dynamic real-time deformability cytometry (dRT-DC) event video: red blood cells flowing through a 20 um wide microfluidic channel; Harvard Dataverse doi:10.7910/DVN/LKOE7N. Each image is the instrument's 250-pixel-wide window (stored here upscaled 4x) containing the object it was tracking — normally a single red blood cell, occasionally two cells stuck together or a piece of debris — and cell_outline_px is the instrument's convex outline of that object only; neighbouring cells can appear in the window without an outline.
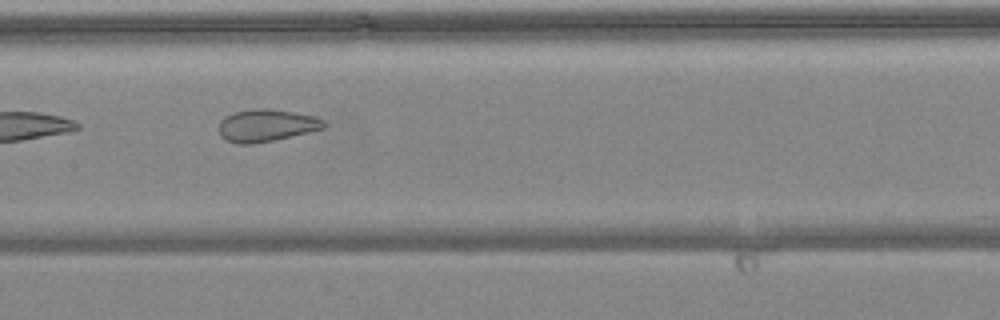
{"species": "common noctule bat (a hibernating species)", "species_latin": "Nyctalus noctula", "temperature_condition": "warm", "stored_images_in_passage": 8, "camera_frame_rate_fps": 3000, "um_per_image_px": 0.085, "animal": {"sex": "female", "body_mass_g": 24.6, "forearm_length_mm": 56.2}, "frame": {"image": 1, "passage_image": 7, "time_ms": 2.0, "image_size_px": [1000, 320], "cell_outline_px": [[328, 124], [324, 128], [308, 132], [272, 140], [252, 144], [236, 144], [224, 140], [220, 136], [220, 120], [224, 116], [232, 112], [256, 108], [264, 108], [292, 112], [312, 116], [324, 120]], "centroid_in_image_um": [22.6, 10.66], "position_along_channel_um": 184.8, "area_um2": 19.71}}
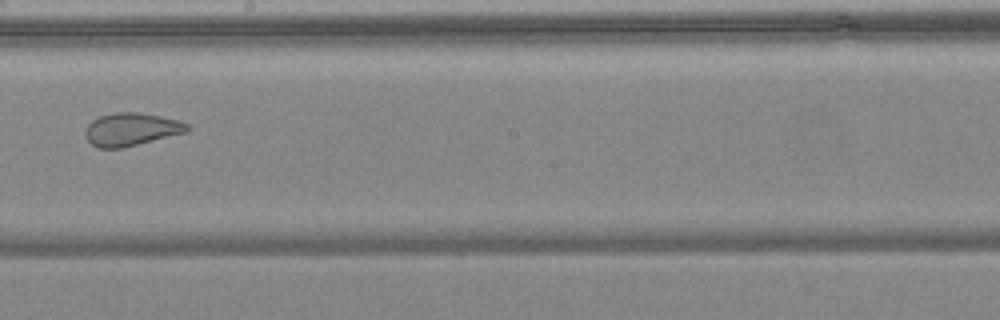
{"frame": {"image": 2, "passage_image": 8, "time_ms": 2.333, "image_size_px": [1000, 320], "cell_outline_px": [[188, 128], [184, 132], [124, 148], [96, 148], [84, 136], [84, 132], [88, 124], [92, 120], [100, 116], [116, 112], [136, 112], [160, 116], [180, 120], [188, 124]], "centroid_in_image_um": [11.1, 11.0], "position_along_channel_um": 237.1, "area_um2": 19.42}}